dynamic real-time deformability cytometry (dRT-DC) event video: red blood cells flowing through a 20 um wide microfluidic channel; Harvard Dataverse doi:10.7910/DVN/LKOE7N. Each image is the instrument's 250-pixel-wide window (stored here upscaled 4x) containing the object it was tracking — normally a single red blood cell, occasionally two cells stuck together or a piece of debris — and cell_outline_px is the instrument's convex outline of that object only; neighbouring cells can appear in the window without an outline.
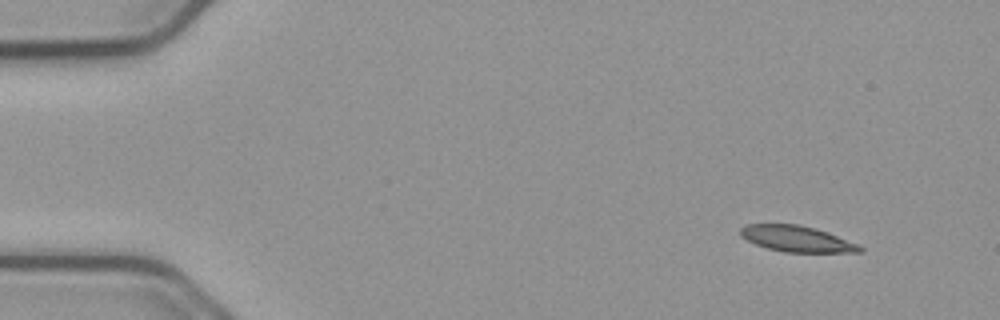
{"species": "common noctule bat (a hibernating species)", "species_latin": "Nyctalus noctula", "temperature_condition": "cold", "stored_images_in_passage": 51, "camera_frame_rate_fps": 3000, "um_per_image_px": 0.085, "animal": {"sex": "male", "body_mass_g": 23.1, "forearm_length_mm": 52.7}, "frame": {"image": 1, "passage_image": 1, "time_ms": 0.0, "image_size_px": [1000, 320], "cell_outline_px": [[864, 248], [860, 252], [784, 252], [768, 248], [756, 244], [740, 236], [740, 228], [744, 224], [800, 224], [816, 228], [828, 232], [860, 244]], "centroid_in_image_um": [67.75, 20.29], "position_along_channel_um": 17.3, "area_um2": 18.21}}
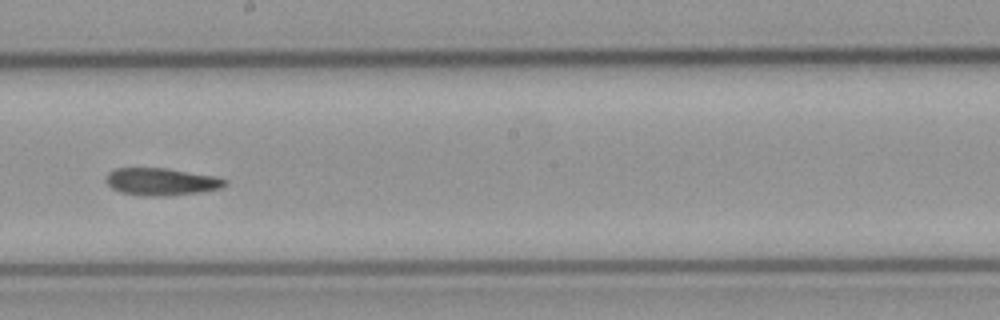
{"frame": {"image": 2, "passage_image": 27, "time_ms": 8.667, "image_size_px": [1000, 320], "cell_outline_px": [[228, 184], [220, 188], [200, 192], [168, 196], [148, 196], [120, 192], [112, 188], [104, 180], [104, 176], [108, 172], [116, 168], [168, 168], [216, 176], [228, 180]], "centroid_in_image_um": [13.71, 15.43], "position_along_channel_um": 234.5, "area_um2": 19.19}}
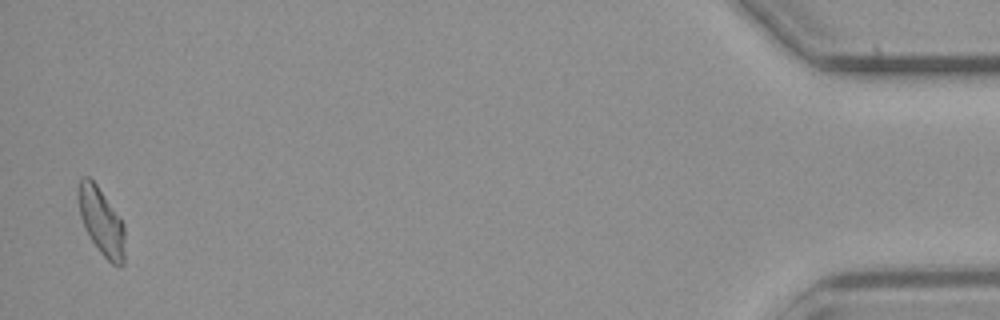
{"frame": {"image": 3, "passage_image": 50, "time_ms": 16.333, "image_size_px": [1000, 320], "cell_outline_px": [[124, 264], [120, 268], [112, 264], [100, 252], [92, 240], [80, 216], [76, 196], [76, 188], [80, 176], [88, 176], [96, 184], [124, 224]], "centroid_in_image_um": [8.59, 18.79], "position_along_channel_um": 426.6, "area_um2": 18.26}}